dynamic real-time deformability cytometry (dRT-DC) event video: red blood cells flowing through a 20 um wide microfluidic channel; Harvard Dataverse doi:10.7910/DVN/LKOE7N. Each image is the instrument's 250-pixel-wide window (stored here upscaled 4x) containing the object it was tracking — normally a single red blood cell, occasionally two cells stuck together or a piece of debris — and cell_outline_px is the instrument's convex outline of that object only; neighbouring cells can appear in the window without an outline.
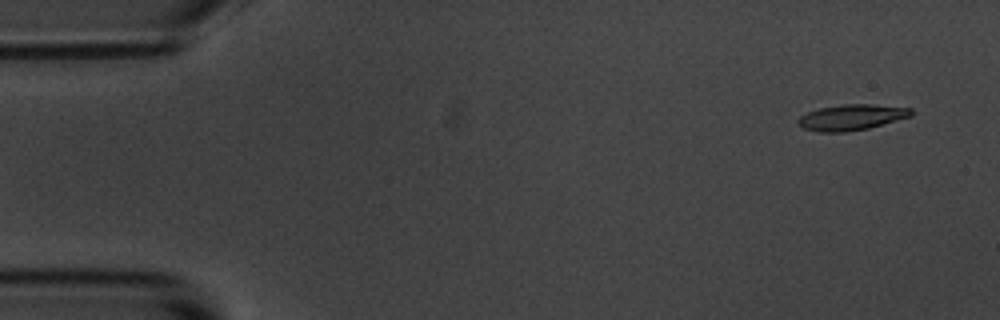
{"species": "common noctule bat (a hibernating species)", "species_latin": "Nyctalus noctula", "temperature_condition": "room temperature", "stored_images_in_passage": 6, "camera_frame_rate_fps": 3000, "um_per_image_px": 0.085, "animal": {"sex": "male", "body_mass_g": 20.1, "forearm_length_mm": 53.5}, "frame": {"image": 1, "passage_image": 1, "time_ms": 0.0, "image_size_px": [1000, 320], "cell_outline_px": [[912, 116], [868, 128], [844, 132], [820, 132], [804, 128], [796, 120], [800, 116], [808, 112], [820, 108], [840, 104], [872, 104], [912, 108]], "centroid_in_image_um": [72.39, 9.96], "position_along_channel_um": 12.6, "area_um2": 16.88}}
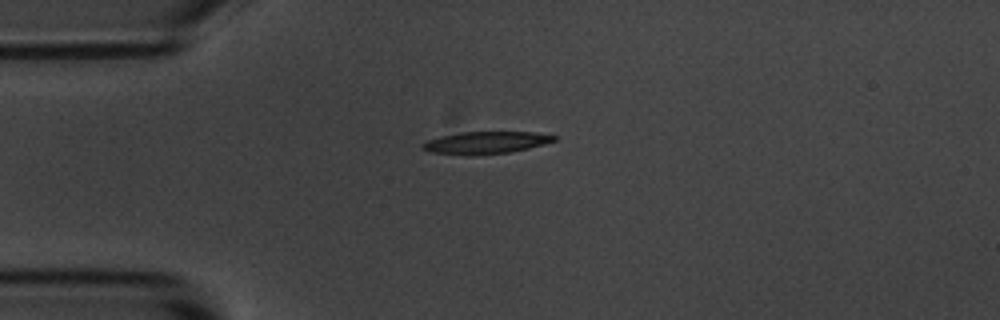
{"frame": {"image": 2, "passage_image": 4, "time_ms": 3.333, "image_size_px": [1000, 320], "cell_outline_px": [[556, 140], [544, 144], [528, 148], [508, 152], [472, 156], [432, 152], [424, 148], [420, 144], [428, 140], [440, 136], [460, 132], [532, 132], [556, 136]], "centroid_in_image_um": [41.27, 12.12], "position_along_channel_um": 43.7, "area_um2": 16.88}}
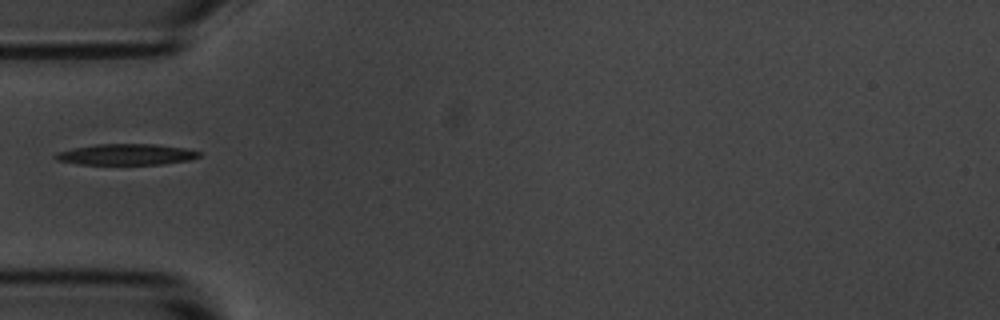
{"frame": {"image": 3, "passage_image": 5, "time_ms": 4.667, "image_size_px": [1000, 320], "cell_outline_px": [[200, 156], [192, 160], [164, 164], [80, 164], [56, 160], [52, 156], [56, 152], [72, 148], [96, 144], [156, 144], [184, 148], [200, 152]], "centroid_in_image_um": [10.71, 13.13], "position_along_channel_um": 74.3, "area_um2": 17.69}}